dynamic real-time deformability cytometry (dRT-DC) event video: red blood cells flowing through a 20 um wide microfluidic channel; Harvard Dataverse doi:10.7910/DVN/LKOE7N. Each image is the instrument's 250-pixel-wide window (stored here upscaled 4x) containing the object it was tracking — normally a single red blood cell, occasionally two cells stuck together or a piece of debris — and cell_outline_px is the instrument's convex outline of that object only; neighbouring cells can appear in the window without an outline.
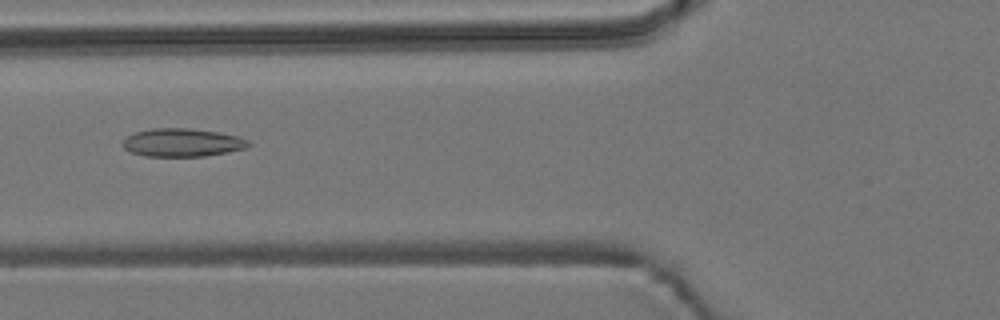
{"species": "common noctule bat (a hibernating species)", "species_latin": "Nyctalus noctula", "temperature_condition": "room temperature", "stored_images_in_passage": 3, "camera_frame_rate_fps": 3000, "um_per_image_px": 0.085, "animal": {"sex": "male", "body_mass_g": 19.2, "forearm_length_mm": 51.8}, "frame": {"image": 1, "passage_image": 2, "time_ms": 0.333, "image_size_px": [1000, 320], "cell_outline_px": [[252, 144], [244, 148], [228, 152], [204, 156], [144, 156], [132, 152], [124, 148], [120, 144], [128, 136], [136, 132], [152, 128], [188, 128], [216, 132], [240, 136], [248, 140]], "centroid_in_image_um": [15.5, 12.11], "position_along_channel_um": 110.3, "area_um2": 20.58}}
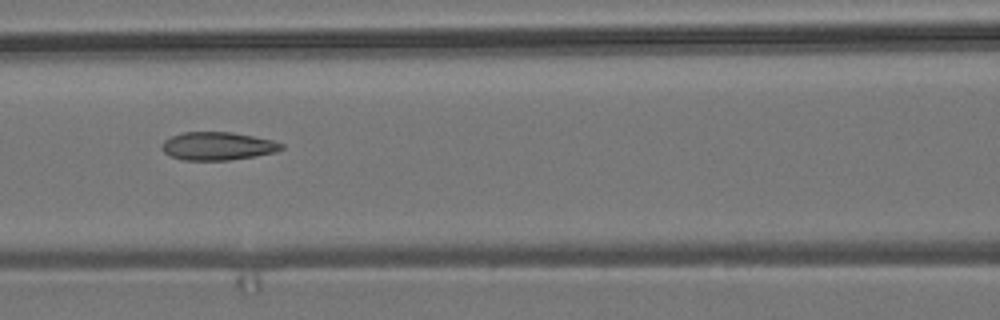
{"frame": {"image": 2, "passage_image": 3, "time_ms": 0.667, "image_size_px": [1000, 320], "cell_outline_px": [[284, 148], [276, 152], [256, 156], [228, 160], [180, 160], [164, 152], [160, 148], [160, 144], [164, 140], [172, 136], [184, 132], [232, 132], [272, 140], [284, 144]], "centroid_in_image_um": [18.49, 12.42], "position_along_channel_um": 148.1, "area_um2": 19.65}}